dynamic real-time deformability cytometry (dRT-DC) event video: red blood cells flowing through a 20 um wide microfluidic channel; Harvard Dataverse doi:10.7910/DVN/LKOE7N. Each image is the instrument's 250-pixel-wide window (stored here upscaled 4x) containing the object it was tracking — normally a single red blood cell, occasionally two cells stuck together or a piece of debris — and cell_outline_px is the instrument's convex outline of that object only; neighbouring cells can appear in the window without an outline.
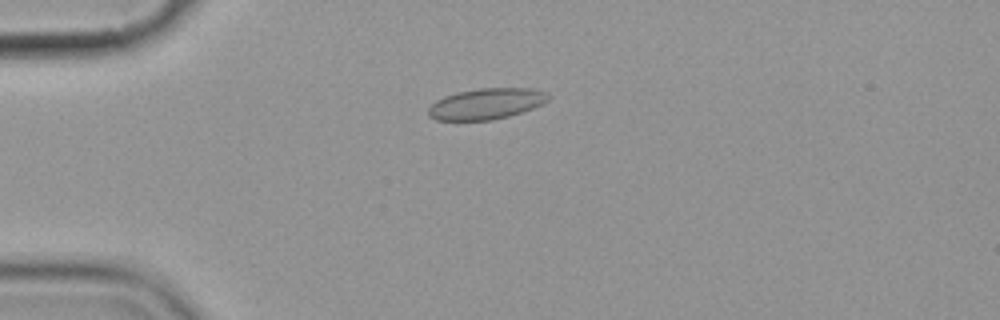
{"species": "common noctule bat (a hibernating species)", "species_latin": "Nyctalus noctula", "temperature_condition": "cold", "stored_images_in_passage": 3, "camera_frame_rate_fps": 3000, "um_per_image_px": 0.085, "animal": {"sex": "female", "body_mass_g": 19.9}, "frame": {"image": 1, "passage_image": 2, "time_ms": 1.333, "image_size_px": [1000, 320], "cell_outline_px": [[552, 96], [548, 100], [532, 108], [508, 116], [492, 120], [436, 120], [428, 116], [428, 108], [436, 100], [444, 96], [456, 92], [480, 88], [536, 88], [548, 92]], "centroid_in_image_um": [41.34, 8.81], "position_along_channel_um": 43.7, "area_um2": 21.73}}